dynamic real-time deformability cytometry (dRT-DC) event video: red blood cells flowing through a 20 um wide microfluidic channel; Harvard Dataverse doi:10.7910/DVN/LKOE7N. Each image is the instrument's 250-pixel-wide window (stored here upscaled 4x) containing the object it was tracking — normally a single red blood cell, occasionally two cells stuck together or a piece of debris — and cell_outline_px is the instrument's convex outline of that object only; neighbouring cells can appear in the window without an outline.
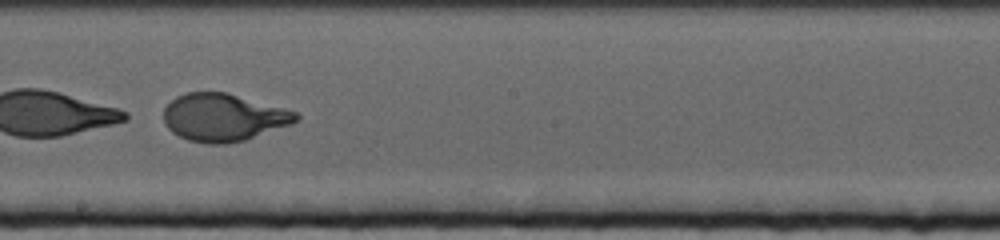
{"species": "human", "species_latin": "Homo sapiens", "temperature_condition": "cold", "stored_images_in_passage": 71, "segment_of_instrument_passage": [2, 2], "camera_frame_rate_fps": 3000, "um_per_image_px": 0.085, "donor": {"sex": "female"}, "frame": {"image": 1, "passage_image": 41, "time_ms": 13.333, "image_size_px": [1000, 240], "cell_outline_px": [[300, 120], [292, 124], [244, 140], [224, 144], [208, 144], [188, 140], [172, 132], [164, 124], [164, 108], [176, 96], [188, 92], [228, 92], [284, 108], [296, 112], [300, 116]], "centroid_in_image_um": [19.0, 9.97], "position_along_channel_um": 229.2, "area_um2": 36.76}}